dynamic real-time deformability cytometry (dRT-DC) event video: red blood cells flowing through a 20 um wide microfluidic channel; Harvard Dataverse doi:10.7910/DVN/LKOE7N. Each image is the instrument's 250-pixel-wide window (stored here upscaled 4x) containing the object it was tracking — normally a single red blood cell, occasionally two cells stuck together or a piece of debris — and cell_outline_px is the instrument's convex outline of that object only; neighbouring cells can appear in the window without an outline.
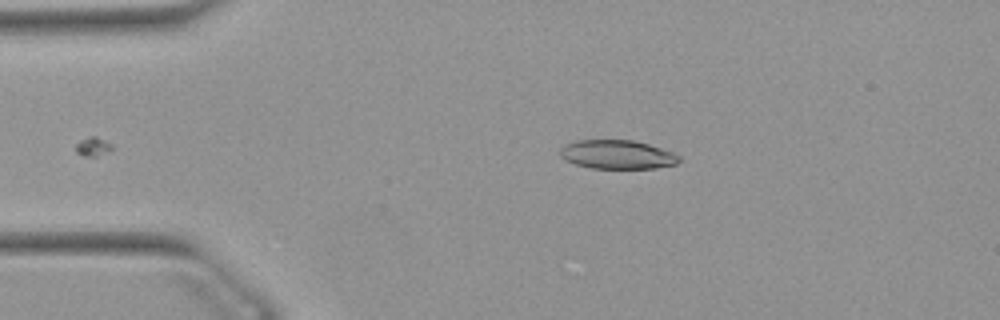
{"species": "Egyptian fruit bat (a non-hibernating species)", "species_latin": "Rousettus aegyptiacus", "temperature_condition": "warm", "stored_images_in_passage": 38, "camera_frame_rate_fps": 3000, "um_per_image_px": 0.085, "animal": {"sex": "female"}, "frame": {"image": 1, "passage_image": 1, "time_ms": 0.0, "image_size_px": [1000, 320], "cell_outline_px": [[680, 160], [676, 164], [656, 168], [592, 168], [576, 164], [560, 156], [560, 148], [564, 144], [576, 140], [632, 140], [648, 144], [672, 152], [680, 156]], "centroid_in_image_um": [52.46, 13.13], "position_along_channel_um": 32.5, "area_um2": 19.88}}
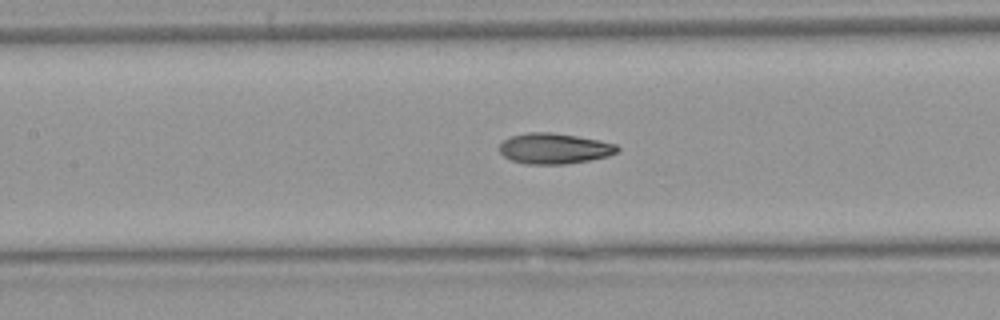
{"frame": {"image": 2, "passage_image": 14, "time_ms": 4.333, "image_size_px": [1000, 320], "cell_outline_px": [[620, 148], [616, 152], [608, 156], [588, 160], [564, 164], [524, 164], [512, 160], [504, 156], [500, 152], [500, 144], [504, 140], [512, 136], [528, 132], [548, 132], [576, 136], [616, 144]], "centroid_in_image_um": [47.09, 12.63], "position_along_channel_um": 160.3, "area_um2": 20.75}}
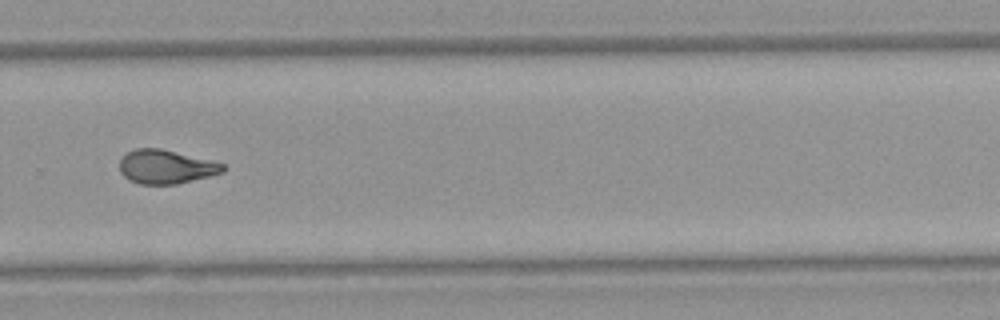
{"frame": {"image": 3, "passage_image": 26, "time_ms": 8.333, "image_size_px": [1000, 320], "cell_outline_px": [[228, 168], [224, 172], [176, 184], [140, 184], [128, 180], [120, 172], [120, 156], [136, 148], [160, 148], [224, 164]], "centroid_in_image_um": [14.07, 14.18], "position_along_channel_um": 315.7, "area_um2": 20.29}, "authors_computed_cell_mechanics": {"area_um2": 20.519, "velocity_mm_per_s": 3.9, "shape_relaxation_time_tau1_ms": null, "shape_relaxation_time_tau2_ms": 2.2855, "deformation_change_tau1": null, "deformation_change_tau2": 0.0838}}